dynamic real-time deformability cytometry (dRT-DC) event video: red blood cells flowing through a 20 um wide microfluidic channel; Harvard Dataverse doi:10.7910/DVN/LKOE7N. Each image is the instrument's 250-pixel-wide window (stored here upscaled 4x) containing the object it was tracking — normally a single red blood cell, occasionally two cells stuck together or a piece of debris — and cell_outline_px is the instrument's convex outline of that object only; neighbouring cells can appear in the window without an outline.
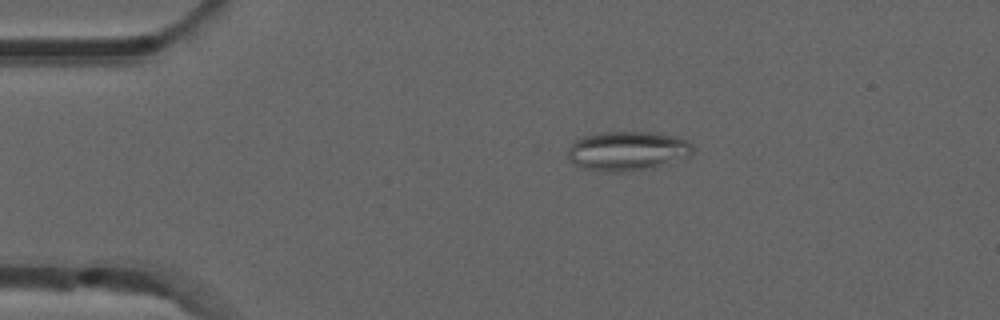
{"species": "common noctule bat (a hibernating species)", "species_latin": "Nyctalus noctula", "temperature_condition": "room temperature", "stored_images_in_passage": 38, "camera_frame_rate_fps": 3000, "um_per_image_px": 0.085, "animal": {"sex": "male", "forearm_length_mm": 52.5}, "frame": {"image": 1, "passage_image": 2, "time_ms": 0.333, "image_size_px": [1000, 320], "cell_outline_px": [[692, 152], [688, 156], [644, 168], [616, 172], [604, 172], [584, 168], [576, 164], [568, 156], [568, 148], [576, 140], [584, 136], [600, 132], [644, 132], [676, 136], [692, 144]], "centroid_in_image_um": [53.27, 12.81], "position_along_channel_um": 31.7, "area_um2": 27.74}}
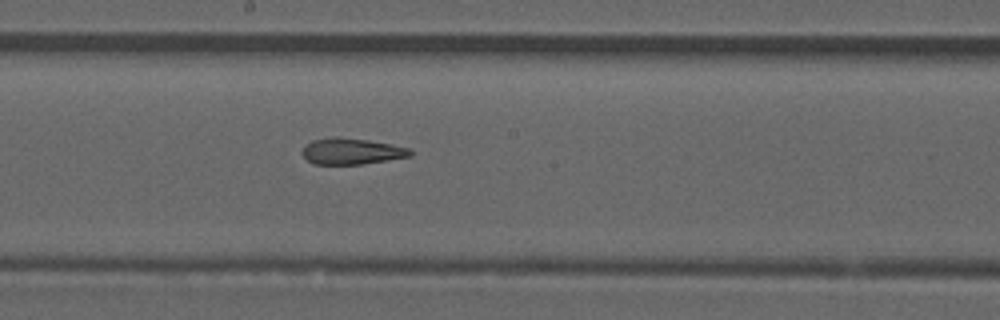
{"frame": {"image": 2, "passage_image": 20, "time_ms": 6.333, "image_size_px": [1000, 320], "cell_outline_px": [[412, 156], [388, 160], [360, 164], [312, 164], [300, 152], [304, 144], [312, 140], [332, 136], [340, 136], [368, 140], [392, 144], [408, 148], [412, 152]], "centroid_in_image_um": [29.83, 12.84], "position_along_channel_um": 218.4, "area_um2": 16.7}}
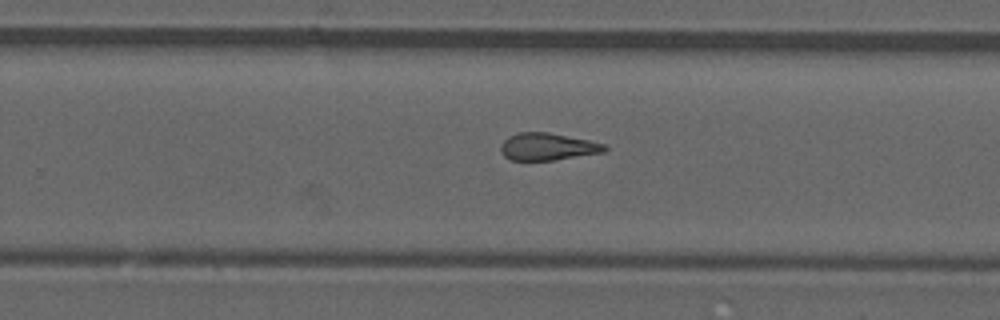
{"frame": {"image": 3, "passage_image": 25, "time_ms": 8.0, "image_size_px": [1000, 320], "cell_outline_px": [[608, 148], [604, 152], [552, 160], [512, 160], [504, 156], [500, 152], [500, 144], [508, 136], [520, 132], [548, 132], [588, 140], [604, 144]], "centroid_in_image_um": [46.5, 12.46], "position_along_channel_um": 283.3, "area_um2": 16.42}, "authors_computed_cell_mechanics": {"area_um2": 17.2822, "velocity_mm_per_s": 3.9177, "shape_relaxation_time_tau1_ms": null, "shape_relaxation_time_tau2_ms": 2.8478, "deformation_change_tau1": null, "deformation_change_tau2": 0.1328}}